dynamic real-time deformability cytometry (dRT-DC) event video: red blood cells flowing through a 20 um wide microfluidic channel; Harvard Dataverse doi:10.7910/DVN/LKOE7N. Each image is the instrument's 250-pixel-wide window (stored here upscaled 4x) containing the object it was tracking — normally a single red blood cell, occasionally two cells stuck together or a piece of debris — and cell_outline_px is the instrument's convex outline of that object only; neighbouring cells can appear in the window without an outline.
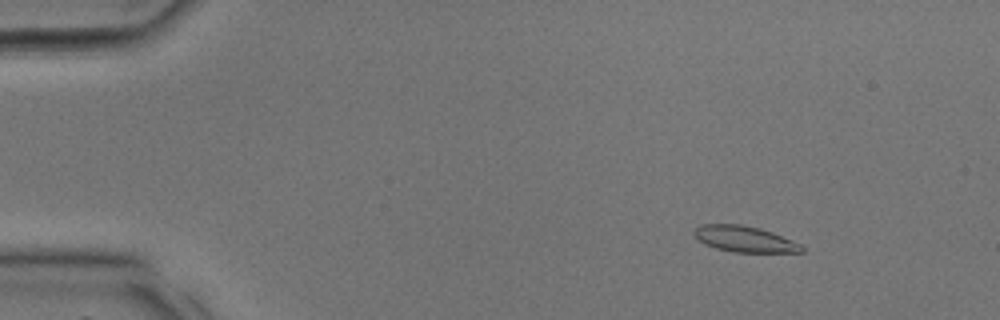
{"species": "common noctule bat (a hibernating species)", "species_latin": "Nyctalus noctula", "temperature_condition": "room temperature", "stored_images_in_passage": 14, "camera_frame_rate_fps": 3000, "um_per_image_px": 0.085, "animal": {"sex": "male", "body_mass_g": 17.9, "forearm_length_mm": 54.2}, "frame": {"image": 1, "passage_image": 4, "time_ms": 1.0, "image_size_px": [1000, 320], "cell_outline_px": [[804, 252], [732, 252], [716, 248], [704, 244], [692, 232], [700, 224], [740, 224], [760, 228], [772, 232], [792, 240], [800, 244], [804, 248]], "centroid_in_image_um": [63.29, 20.31], "position_along_channel_um": 21.7, "area_um2": 16.24}}
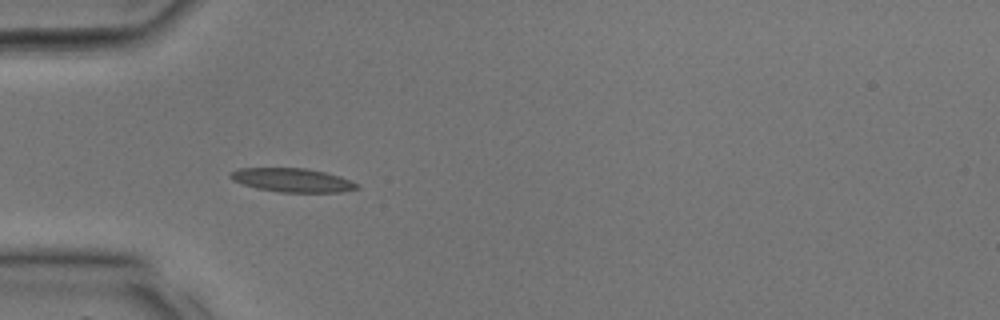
{"frame": {"image": 2, "passage_image": 10, "time_ms": 3.0, "image_size_px": [1000, 320], "cell_outline_px": [[360, 188], [340, 192], [280, 192], [256, 188], [232, 180], [228, 176], [228, 172], [240, 168], [304, 168], [324, 172], [340, 176], [360, 184]], "centroid_in_image_um": [24.84, 15.31], "position_along_channel_um": 60.2, "area_um2": 17.57}}
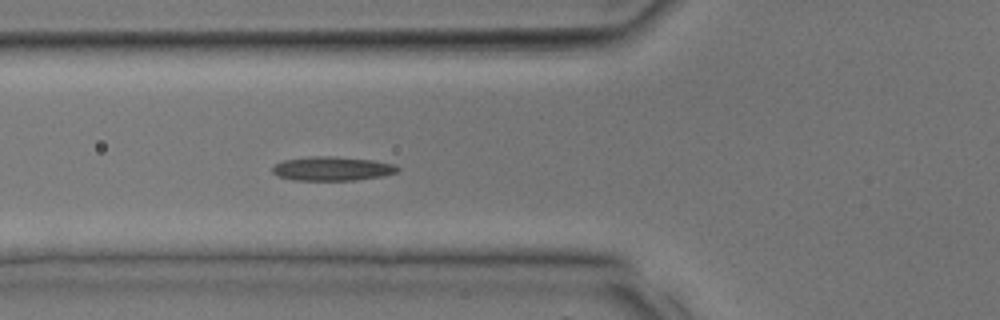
{"frame": {"image": 3, "passage_image": 12, "time_ms": 3.667, "image_size_px": [1000, 320], "cell_outline_px": [[400, 168], [396, 172], [384, 176], [356, 180], [292, 180], [276, 176], [272, 172], [272, 168], [276, 164], [284, 160], [312, 156], [332, 156], [372, 160], [396, 164]], "centroid_in_image_um": [28.24, 14.34], "position_along_channel_um": 97.6, "area_um2": 17.63}}